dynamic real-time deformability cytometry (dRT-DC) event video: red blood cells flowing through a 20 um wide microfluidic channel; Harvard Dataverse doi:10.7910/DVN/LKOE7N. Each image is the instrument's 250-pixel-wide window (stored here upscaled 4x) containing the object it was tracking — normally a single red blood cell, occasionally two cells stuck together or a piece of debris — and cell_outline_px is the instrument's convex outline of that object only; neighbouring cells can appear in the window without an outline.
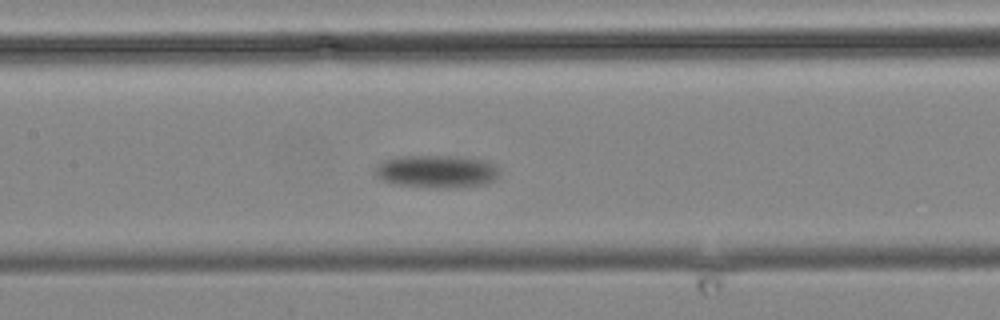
{"species": "common noctule bat (a hibernating species)", "species_latin": "Nyctalus noctula", "temperature_condition": "cold", "stored_images_in_passage": 12, "camera_frame_rate_fps": 3000, "um_per_image_px": 0.085, "animal": {"sex": "male", "body_mass_g": 19.2, "forearm_length_mm": 51.8}, "frame": {"image": 1, "passage_image": 12, "time_ms": 14.333, "image_size_px": [1000, 320], "cell_outline_px": [[500, 176], [496, 180], [488, 184], [456, 188], [436, 188], [400, 184], [380, 180], [376, 172], [376, 168], [384, 160], [396, 156], [456, 156], [484, 160], [492, 164], [500, 172]], "centroid_in_image_um": [37.18, 14.58], "position_along_channel_um": 170.2, "area_um2": 23.76}}